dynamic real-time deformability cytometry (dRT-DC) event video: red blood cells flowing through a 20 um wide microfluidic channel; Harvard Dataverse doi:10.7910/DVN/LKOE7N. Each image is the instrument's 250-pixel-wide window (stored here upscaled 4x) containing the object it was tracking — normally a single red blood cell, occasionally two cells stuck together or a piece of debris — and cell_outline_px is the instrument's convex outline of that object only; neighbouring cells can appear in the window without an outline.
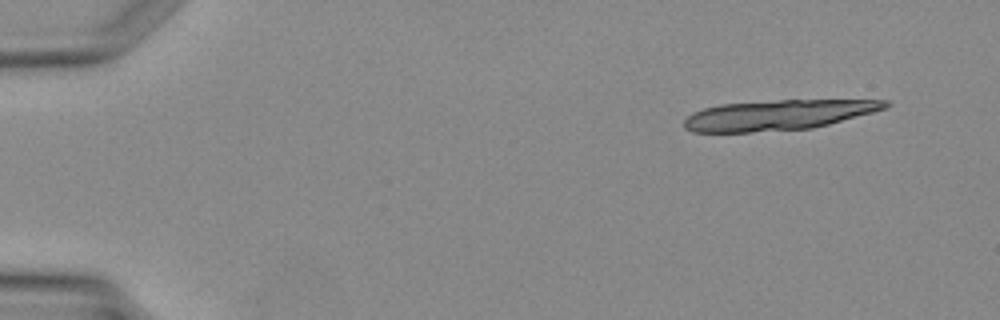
{"species": "Egyptian fruit bat (a non-hibernating species)", "species_latin": "Rousettus aegyptiacus", "temperature_condition": "warm", "stored_images_in_passage": 3, "camera_frame_rate_fps": 3000, "um_per_image_px": 0.085, "animal": {"sex": "female"}, "frame": {"image": 1, "passage_image": 1, "time_ms": 0.0, "image_size_px": [1000, 320], "cell_outline_px": [[892, 104], [888, 108], [828, 124], [812, 128], [752, 132], [692, 132], [684, 128], [684, 120], [692, 112], [704, 108], [720, 104], [780, 100], [888, 100]], "centroid_in_image_um": [66.13, 9.77], "position_along_channel_um": 18.9, "area_um2": 35.32}}